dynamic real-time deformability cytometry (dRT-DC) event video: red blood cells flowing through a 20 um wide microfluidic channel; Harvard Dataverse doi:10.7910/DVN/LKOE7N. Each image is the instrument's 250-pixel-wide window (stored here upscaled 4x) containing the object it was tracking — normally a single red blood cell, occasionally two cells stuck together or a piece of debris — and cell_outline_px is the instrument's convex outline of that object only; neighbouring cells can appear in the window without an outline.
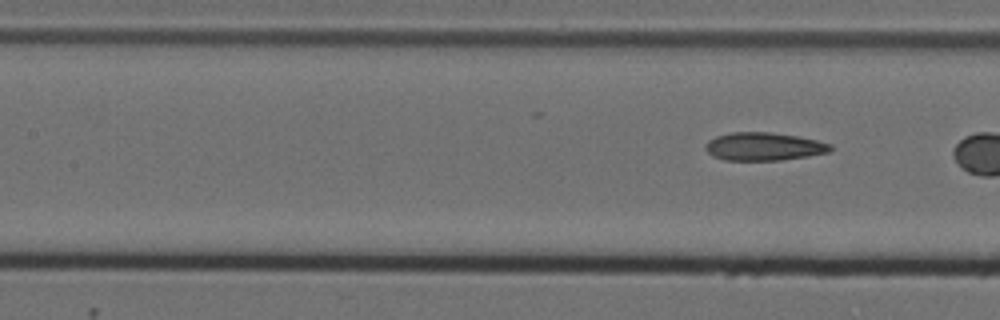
{"species": "Egyptian fruit bat (a non-hibernating species)", "species_latin": "Rousettus aegyptiacus", "temperature_condition": "cold", "stored_images_in_passage": 9, "segment_of_instrument_passage": [2, 2], "camera_frame_rate_fps": 3000, "um_per_image_px": 0.085, "animal": {"sex": "female"}, "frame": {"image": 1, "passage_image": 9, "time_ms": 2.667, "image_size_px": [1000, 320], "cell_outline_px": [[832, 148], [828, 152], [808, 156], [780, 160], [724, 160], [712, 156], [704, 148], [704, 144], [708, 140], [716, 136], [732, 132], [772, 132], [800, 136], [832, 144]], "centroid_in_image_um": [64.9, 12.45], "position_along_channel_um": 142.5, "area_um2": 20.58}}